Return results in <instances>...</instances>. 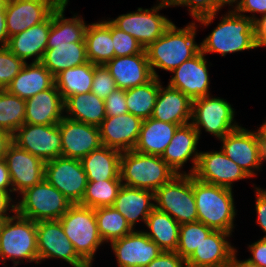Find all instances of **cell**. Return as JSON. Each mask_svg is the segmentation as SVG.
<instances>
[{"instance_id": "1", "label": "cell", "mask_w": 266, "mask_h": 267, "mask_svg": "<svg viewBox=\"0 0 266 267\" xmlns=\"http://www.w3.org/2000/svg\"><path fill=\"white\" fill-rule=\"evenodd\" d=\"M69 0H63L51 14L47 49L41 63L55 77L61 71L88 61L85 31L87 25L78 14L65 18Z\"/></svg>"}, {"instance_id": "2", "label": "cell", "mask_w": 266, "mask_h": 267, "mask_svg": "<svg viewBox=\"0 0 266 267\" xmlns=\"http://www.w3.org/2000/svg\"><path fill=\"white\" fill-rule=\"evenodd\" d=\"M196 29L195 22L184 28L172 23L162 36L145 49L153 77L159 78L155 68L172 72L201 51L200 44L195 42Z\"/></svg>"}, {"instance_id": "3", "label": "cell", "mask_w": 266, "mask_h": 267, "mask_svg": "<svg viewBox=\"0 0 266 267\" xmlns=\"http://www.w3.org/2000/svg\"><path fill=\"white\" fill-rule=\"evenodd\" d=\"M193 193L198 221L213 230L232 234L237 212L232 189L205 183L193 177Z\"/></svg>"}, {"instance_id": "4", "label": "cell", "mask_w": 266, "mask_h": 267, "mask_svg": "<svg viewBox=\"0 0 266 267\" xmlns=\"http://www.w3.org/2000/svg\"><path fill=\"white\" fill-rule=\"evenodd\" d=\"M220 18L221 22L200 43L202 53H220L224 57L228 53L257 48L254 21L247 15L233 9Z\"/></svg>"}, {"instance_id": "5", "label": "cell", "mask_w": 266, "mask_h": 267, "mask_svg": "<svg viewBox=\"0 0 266 267\" xmlns=\"http://www.w3.org/2000/svg\"><path fill=\"white\" fill-rule=\"evenodd\" d=\"M176 175L161 156L143 154L135 150L121 153L120 178L125 186L155 192Z\"/></svg>"}, {"instance_id": "6", "label": "cell", "mask_w": 266, "mask_h": 267, "mask_svg": "<svg viewBox=\"0 0 266 267\" xmlns=\"http://www.w3.org/2000/svg\"><path fill=\"white\" fill-rule=\"evenodd\" d=\"M6 259L13 267L24 260L39 264L36 222L16 212L0 224V262L5 265Z\"/></svg>"}, {"instance_id": "7", "label": "cell", "mask_w": 266, "mask_h": 267, "mask_svg": "<svg viewBox=\"0 0 266 267\" xmlns=\"http://www.w3.org/2000/svg\"><path fill=\"white\" fill-rule=\"evenodd\" d=\"M59 221L77 254L91 267L97 249L104 243L98 231L95 210L72 204Z\"/></svg>"}, {"instance_id": "8", "label": "cell", "mask_w": 266, "mask_h": 267, "mask_svg": "<svg viewBox=\"0 0 266 267\" xmlns=\"http://www.w3.org/2000/svg\"><path fill=\"white\" fill-rule=\"evenodd\" d=\"M15 212L35 222L59 220L72 205L53 185L43 179L21 193Z\"/></svg>"}, {"instance_id": "9", "label": "cell", "mask_w": 266, "mask_h": 267, "mask_svg": "<svg viewBox=\"0 0 266 267\" xmlns=\"http://www.w3.org/2000/svg\"><path fill=\"white\" fill-rule=\"evenodd\" d=\"M155 209L167 213L180 225L198 221L193 175H176L154 192Z\"/></svg>"}, {"instance_id": "10", "label": "cell", "mask_w": 266, "mask_h": 267, "mask_svg": "<svg viewBox=\"0 0 266 267\" xmlns=\"http://www.w3.org/2000/svg\"><path fill=\"white\" fill-rule=\"evenodd\" d=\"M169 6L171 7L167 0H161L151 9L138 8L136 12L122 14L109 21L118 29L134 37L146 49L173 23L166 16L158 13L162 8Z\"/></svg>"}, {"instance_id": "11", "label": "cell", "mask_w": 266, "mask_h": 267, "mask_svg": "<svg viewBox=\"0 0 266 267\" xmlns=\"http://www.w3.org/2000/svg\"><path fill=\"white\" fill-rule=\"evenodd\" d=\"M235 110L226 99L220 97H199L193 100L191 124L201 134V127L209 134L223 138L239 125L234 121Z\"/></svg>"}, {"instance_id": "12", "label": "cell", "mask_w": 266, "mask_h": 267, "mask_svg": "<svg viewBox=\"0 0 266 267\" xmlns=\"http://www.w3.org/2000/svg\"><path fill=\"white\" fill-rule=\"evenodd\" d=\"M221 150L236 163L250 178L261 169L264 157L258 130L249 131L239 126L220 139Z\"/></svg>"}, {"instance_id": "13", "label": "cell", "mask_w": 266, "mask_h": 267, "mask_svg": "<svg viewBox=\"0 0 266 267\" xmlns=\"http://www.w3.org/2000/svg\"><path fill=\"white\" fill-rule=\"evenodd\" d=\"M44 176L71 204L81 203L88 179L79 159L61 156L45 162Z\"/></svg>"}, {"instance_id": "14", "label": "cell", "mask_w": 266, "mask_h": 267, "mask_svg": "<svg viewBox=\"0 0 266 267\" xmlns=\"http://www.w3.org/2000/svg\"><path fill=\"white\" fill-rule=\"evenodd\" d=\"M13 143L44 162L62 156L61 134L56 125L24 123L12 134Z\"/></svg>"}, {"instance_id": "15", "label": "cell", "mask_w": 266, "mask_h": 267, "mask_svg": "<svg viewBox=\"0 0 266 267\" xmlns=\"http://www.w3.org/2000/svg\"><path fill=\"white\" fill-rule=\"evenodd\" d=\"M39 263L48 258L61 259L72 267H90L75 251L59 220L36 222Z\"/></svg>"}, {"instance_id": "16", "label": "cell", "mask_w": 266, "mask_h": 267, "mask_svg": "<svg viewBox=\"0 0 266 267\" xmlns=\"http://www.w3.org/2000/svg\"><path fill=\"white\" fill-rule=\"evenodd\" d=\"M193 177L199 181L232 189L237 180L250 178L236 163L219 151L200 152Z\"/></svg>"}, {"instance_id": "17", "label": "cell", "mask_w": 266, "mask_h": 267, "mask_svg": "<svg viewBox=\"0 0 266 267\" xmlns=\"http://www.w3.org/2000/svg\"><path fill=\"white\" fill-rule=\"evenodd\" d=\"M63 0H7L8 37L44 22Z\"/></svg>"}, {"instance_id": "18", "label": "cell", "mask_w": 266, "mask_h": 267, "mask_svg": "<svg viewBox=\"0 0 266 267\" xmlns=\"http://www.w3.org/2000/svg\"><path fill=\"white\" fill-rule=\"evenodd\" d=\"M62 157L81 160L102 146L99 127L63 117L58 123Z\"/></svg>"}, {"instance_id": "19", "label": "cell", "mask_w": 266, "mask_h": 267, "mask_svg": "<svg viewBox=\"0 0 266 267\" xmlns=\"http://www.w3.org/2000/svg\"><path fill=\"white\" fill-rule=\"evenodd\" d=\"M12 183V193L20 195L44 179L45 162L12 143L4 157Z\"/></svg>"}, {"instance_id": "20", "label": "cell", "mask_w": 266, "mask_h": 267, "mask_svg": "<svg viewBox=\"0 0 266 267\" xmlns=\"http://www.w3.org/2000/svg\"><path fill=\"white\" fill-rule=\"evenodd\" d=\"M110 244L119 267H146L163 252L144 231L136 229Z\"/></svg>"}, {"instance_id": "21", "label": "cell", "mask_w": 266, "mask_h": 267, "mask_svg": "<svg viewBox=\"0 0 266 267\" xmlns=\"http://www.w3.org/2000/svg\"><path fill=\"white\" fill-rule=\"evenodd\" d=\"M207 59L201 51L172 71L168 85L180 90L192 100L210 95Z\"/></svg>"}, {"instance_id": "22", "label": "cell", "mask_w": 266, "mask_h": 267, "mask_svg": "<svg viewBox=\"0 0 266 267\" xmlns=\"http://www.w3.org/2000/svg\"><path fill=\"white\" fill-rule=\"evenodd\" d=\"M143 119L131 113L106 116L99 126L102 146L121 152L133 150L137 144Z\"/></svg>"}, {"instance_id": "23", "label": "cell", "mask_w": 266, "mask_h": 267, "mask_svg": "<svg viewBox=\"0 0 266 267\" xmlns=\"http://www.w3.org/2000/svg\"><path fill=\"white\" fill-rule=\"evenodd\" d=\"M199 133L191 123L178 126L170 144L166 147L161 158L177 175L193 174L197 166L200 152L197 150ZM191 159L192 168L189 173L181 171L184 164Z\"/></svg>"}, {"instance_id": "24", "label": "cell", "mask_w": 266, "mask_h": 267, "mask_svg": "<svg viewBox=\"0 0 266 267\" xmlns=\"http://www.w3.org/2000/svg\"><path fill=\"white\" fill-rule=\"evenodd\" d=\"M105 66L109 69L119 89L127 90L137 87L153 78L146 53L114 57Z\"/></svg>"}, {"instance_id": "25", "label": "cell", "mask_w": 266, "mask_h": 267, "mask_svg": "<svg viewBox=\"0 0 266 267\" xmlns=\"http://www.w3.org/2000/svg\"><path fill=\"white\" fill-rule=\"evenodd\" d=\"M232 234L213 230L186 260L187 267H228L236 248L228 237Z\"/></svg>"}, {"instance_id": "26", "label": "cell", "mask_w": 266, "mask_h": 267, "mask_svg": "<svg viewBox=\"0 0 266 267\" xmlns=\"http://www.w3.org/2000/svg\"><path fill=\"white\" fill-rule=\"evenodd\" d=\"M25 101V123L56 125L64 117V100L55 84Z\"/></svg>"}, {"instance_id": "27", "label": "cell", "mask_w": 266, "mask_h": 267, "mask_svg": "<svg viewBox=\"0 0 266 267\" xmlns=\"http://www.w3.org/2000/svg\"><path fill=\"white\" fill-rule=\"evenodd\" d=\"M193 100L180 90L169 85L159 88L151 118L184 125L191 122Z\"/></svg>"}, {"instance_id": "28", "label": "cell", "mask_w": 266, "mask_h": 267, "mask_svg": "<svg viewBox=\"0 0 266 267\" xmlns=\"http://www.w3.org/2000/svg\"><path fill=\"white\" fill-rule=\"evenodd\" d=\"M50 28L51 15L44 22L9 37L6 47L25 63L32 57V62H41L47 49Z\"/></svg>"}, {"instance_id": "29", "label": "cell", "mask_w": 266, "mask_h": 267, "mask_svg": "<svg viewBox=\"0 0 266 267\" xmlns=\"http://www.w3.org/2000/svg\"><path fill=\"white\" fill-rule=\"evenodd\" d=\"M152 201H154L153 191L122 185L112 207L125 217L134 230L139 220L146 223V219L155 208V203Z\"/></svg>"}, {"instance_id": "30", "label": "cell", "mask_w": 266, "mask_h": 267, "mask_svg": "<svg viewBox=\"0 0 266 267\" xmlns=\"http://www.w3.org/2000/svg\"><path fill=\"white\" fill-rule=\"evenodd\" d=\"M55 84L54 76L41 62H27L14 77L6 90L22 99L33 97L39 92L51 88Z\"/></svg>"}, {"instance_id": "31", "label": "cell", "mask_w": 266, "mask_h": 267, "mask_svg": "<svg viewBox=\"0 0 266 267\" xmlns=\"http://www.w3.org/2000/svg\"><path fill=\"white\" fill-rule=\"evenodd\" d=\"M121 151L101 146L82 158L81 164L88 181L121 180Z\"/></svg>"}, {"instance_id": "32", "label": "cell", "mask_w": 266, "mask_h": 267, "mask_svg": "<svg viewBox=\"0 0 266 267\" xmlns=\"http://www.w3.org/2000/svg\"><path fill=\"white\" fill-rule=\"evenodd\" d=\"M178 126V124L154 118L144 119L137 144L133 150L143 154L162 156Z\"/></svg>"}, {"instance_id": "33", "label": "cell", "mask_w": 266, "mask_h": 267, "mask_svg": "<svg viewBox=\"0 0 266 267\" xmlns=\"http://www.w3.org/2000/svg\"><path fill=\"white\" fill-rule=\"evenodd\" d=\"M64 116L78 122L99 127L106 118L104 100L92 92L76 94L64 101Z\"/></svg>"}, {"instance_id": "34", "label": "cell", "mask_w": 266, "mask_h": 267, "mask_svg": "<svg viewBox=\"0 0 266 267\" xmlns=\"http://www.w3.org/2000/svg\"><path fill=\"white\" fill-rule=\"evenodd\" d=\"M88 61L105 65L115 57L112 42V23L108 20L88 24L85 31Z\"/></svg>"}, {"instance_id": "35", "label": "cell", "mask_w": 266, "mask_h": 267, "mask_svg": "<svg viewBox=\"0 0 266 267\" xmlns=\"http://www.w3.org/2000/svg\"><path fill=\"white\" fill-rule=\"evenodd\" d=\"M148 231L144 233L154 241L162 251H176L180 224L167 213L153 209L145 223Z\"/></svg>"}, {"instance_id": "36", "label": "cell", "mask_w": 266, "mask_h": 267, "mask_svg": "<svg viewBox=\"0 0 266 267\" xmlns=\"http://www.w3.org/2000/svg\"><path fill=\"white\" fill-rule=\"evenodd\" d=\"M94 64L87 62L61 71L54 77L55 86L63 100L76 94L91 92Z\"/></svg>"}, {"instance_id": "37", "label": "cell", "mask_w": 266, "mask_h": 267, "mask_svg": "<svg viewBox=\"0 0 266 267\" xmlns=\"http://www.w3.org/2000/svg\"><path fill=\"white\" fill-rule=\"evenodd\" d=\"M161 86L160 78L153 77L146 84L126 90L128 112L141 119L151 118Z\"/></svg>"}, {"instance_id": "38", "label": "cell", "mask_w": 266, "mask_h": 267, "mask_svg": "<svg viewBox=\"0 0 266 267\" xmlns=\"http://www.w3.org/2000/svg\"><path fill=\"white\" fill-rule=\"evenodd\" d=\"M95 216L99 234L103 242H112L131 233L133 229L114 207L96 208Z\"/></svg>"}, {"instance_id": "39", "label": "cell", "mask_w": 266, "mask_h": 267, "mask_svg": "<svg viewBox=\"0 0 266 267\" xmlns=\"http://www.w3.org/2000/svg\"><path fill=\"white\" fill-rule=\"evenodd\" d=\"M25 107V99L0 90V129L11 134L18 130L25 123Z\"/></svg>"}, {"instance_id": "40", "label": "cell", "mask_w": 266, "mask_h": 267, "mask_svg": "<svg viewBox=\"0 0 266 267\" xmlns=\"http://www.w3.org/2000/svg\"><path fill=\"white\" fill-rule=\"evenodd\" d=\"M122 185L121 180L88 181L80 205L93 209L113 206Z\"/></svg>"}, {"instance_id": "41", "label": "cell", "mask_w": 266, "mask_h": 267, "mask_svg": "<svg viewBox=\"0 0 266 267\" xmlns=\"http://www.w3.org/2000/svg\"><path fill=\"white\" fill-rule=\"evenodd\" d=\"M212 231L200 221L181 224L176 252L187 260Z\"/></svg>"}, {"instance_id": "42", "label": "cell", "mask_w": 266, "mask_h": 267, "mask_svg": "<svg viewBox=\"0 0 266 267\" xmlns=\"http://www.w3.org/2000/svg\"><path fill=\"white\" fill-rule=\"evenodd\" d=\"M171 6H185L190 16L201 25L208 26L213 22L216 14L222 8L218 0H167Z\"/></svg>"}, {"instance_id": "43", "label": "cell", "mask_w": 266, "mask_h": 267, "mask_svg": "<svg viewBox=\"0 0 266 267\" xmlns=\"http://www.w3.org/2000/svg\"><path fill=\"white\" fill-rule=\"evenodd\" d=\"M25 62L6 46L0 47V90L6 89L21 71Z\"/></svg>"}, {"instance_id": "44", "label": "cell", "mask_w": 266, "mask_h": 267, "mask_svg": "<svg viewBox=\"0 0 266 267\" xmlns=\"http://www.w3.org/2000/svg\"><path fill=\"white\" fill-rule=\"evenodd\" d=\"M112 42L115 57L146 53L142 45L128 33L118 29L112 24Z\"/></svg>"}, {"instance_id": "45", "label": "cell", "mask_w": 266, "mask_h": 267, "mask_svg": "<svg viewBox=\"0 0 266 267\" xmlns=\"http://www.w3.org/2000/svg\"><path fill=\"white\" fill-rule=\"evenodd\" d=\"M115 89H117V85L114 78L111 76L109 69L104 64H94L91 92L97 95L100 99L105 100Z\"/></svg>"}, {"instance_id": "46", "label": "cell", "mask_w": 266, "mask_h": 267, "mask_svg": "<svg viewBox=\"0 0 266 267\" xmlns=\"http://www.w3.org/2000/svg\"><path fill=\"white\" fill-rule=\"evenodd\" d=\"M106 116H118L128 113L126 106V90L115 89L104 100Z\"/></svg>"}, {"instance_id": "47", "label": "cell", "mask_w": 266, "mask_h": 267, "mask_svg": "<svg viewBox=\"0 0 266 267\" xmlns=\"http://www.w3.org/2000/svg\"><path fill=\"white\" fill-rule=\"evenodd\" d=\"M146 267H187V264L176 251H163Z\"/></svg>"}, {"instance_id": "48", "label": "cell", "mask_w": 266, "mask_h": 267, "mask_svg": "<svg viewBox=\"0 0 266 267\" xmlns=\"http://www.w3.org/2000/svg\"><path fill=\"white\" fill-rule=\"evenodd\" d=\"M234 10L238 14L243 16H245L246 12L252 13V16L250 15L248 17L252 21H255L258 17H256L254 14L256 13H260L261 15L266 14V0H242L241 3L237 6V8Z\"/></svg>"}, {"instance_id": "49", "label": "cell", "mask_w": 266, "mask_h": 267, "mask_svg": "<svg viewBox=\"0 0 266 267\" xmlns=\"http://www.w3.org/2000/svg\"><path fill=\"white\" fill-rule=\"evenodd\" d=\"M256 189V203L255 209L257 213V224L266 234V189H261L260 187H255ZM262 238H266L264 235Z\"/></svg>"}, {"instance_id": "50", "label": "cell", "mask_w": 266, "mask_h": 267, "mask_svg": "<svg viewBox=\"0 0 266 267\" xmlns=\"http://www.w3.org/2000/svg\"><path fill=\"white\" fill-rule=\"evenodd\" d=\"M248 248L252 255L248 259L261 267H266V238H261L249 245Z\"/></svg>"}, {"instance_id": "51", "label": "cell", "mask_w": 266, "mask_h": 267, "mask_svg": "<svg viewBox=\"0 0 266 267\" xmlns=\"http://www.w3.org/2000/svg\"><path fill=\"white\" fill-rule=\"evenodd\" d=\"M256 47L266 46V14L254 21Z\"/></svg>"}, {"instance_id": "52", "label": "cell", "mask_w": 266, "mask_h": 267, "mask_svg": "<svg viewBox=\"0 0 266 267\" xmlns=\"http://www.w3.org/2000/svg\"><path fill=\"white\" fill-rule=\"evenodd\" d=\"M0 191L11 197L12 183L5 159H0Z\"/></svg>"}, {"instance_id": "53", "label": "cell", "mask_w": 266, "mask_h": 267, "mask_svg": "<svg viewBox=\"0 0 266 267\" xmlns=\"http://www.w3.org/2000/svg\"><path fill=\"white\" fill-rule=\"evenodd\" d=\"M14 203L15 202L12 200V197H10L8 194L0 191V219L1 220H4V219L10 217V215L7 213L8 210H10L12 213L15 212V204Z\"/></svg>"}, {"instance_id": "54", "label": "cell", "mask_w": 266, "mask_h": 267, "mask_svg": "<svg viewBox=\"0 0 266 267\" xmlns=\"http://www.w3.org/2000/svg\"><path fill=\"white\" fill-rule=\"evenodd\" d=\"M12 143V134L0 129V159L5 157L7 149Z\"/></svg>"}, {"instance_id": "55", "label": "cell", "mask_w": 266, "mask_h": 267, "mask_svg": "<svg viewBox=\"0 0 266 267\" xmlns=\"http://www.w3.org/2000/svg\"><path fill=\"white\" fill-rule=\"evenodd\" d=\"M9 41L7 26H6V14L0 12V47L7 46Z\"/></svg>"}, {"instance_id": "56", "label": "cell", "mask_w": 266, "mask_h": 267, "mask_svg": "<svg viewBox=\"0 0 266 267\" xmlns=\"http://www.w3.org/2000/svg\"><path fill=\"white\" fill-rule=\"evenodd\" d=\"M237 251L235 250L231 256L229 266L228 267H261L253 262H251L249 259L240 261L236 257Z\"/></svg>"}, {"instance_id": "57", "label": "cell", "mask_w": 266, "mask_h": 267, "mask_svg": "<svg viewBox=\"0 0 266 267\" xmlns=\"http://www.w3.org/2000/svg\"><path fill=\"white\" fill-rule=\"evenodd\" d=\"M258 132L261 139L262 154L264 160L266 161V121L265 123L263 122V124L260 125Z\"/></svg>"}, {"instance_id": "58", "label": "cell", "mask_w": 266, "mask_h": 267, "mask_svg": "<svg viewBox=\"0 0 266 267\" xmlns=\"http://www.w3.org/2000/svg\"><path fill=\"white\" fill-rule=\"evenodd\" d=\"M242 0H218V4L223 8L225 4L232 6L234 9L237 8V6L241 3ZM235 4V6L233 5Z\"/></svg>"}, {"instance_id": "59", "label": "cell", "mask_w": 266, "mask_h": 267, "mask_svg": "<svg viewBox=\"0 0 266 267\" xmlns=\"http://www.w3.org/2000/svg\"><path fill=\"white\" fill-rule=\"evenodd\" d=\"M7 0H0V12H5Z\"/></svg>"}]
</instances>
